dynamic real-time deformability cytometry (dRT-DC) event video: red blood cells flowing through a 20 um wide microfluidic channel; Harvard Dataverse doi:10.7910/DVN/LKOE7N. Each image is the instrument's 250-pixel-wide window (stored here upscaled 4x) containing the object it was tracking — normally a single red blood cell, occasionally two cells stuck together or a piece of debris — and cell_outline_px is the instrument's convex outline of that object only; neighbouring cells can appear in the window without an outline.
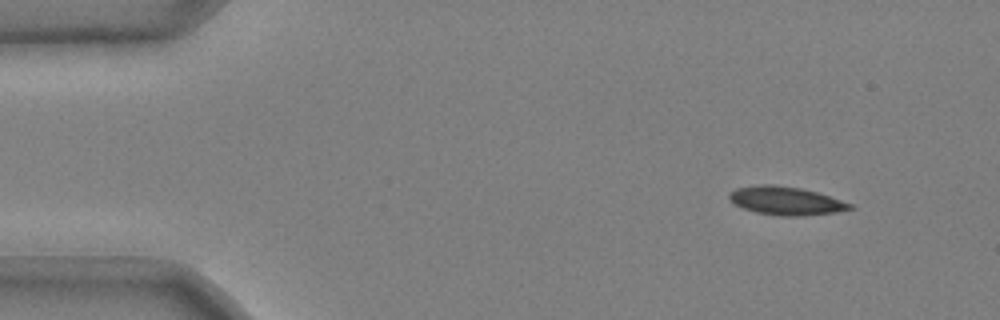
{"species": "common noctule bat (a hibernating species)", "species_latin": "Nyctalus noctula", "temperature_condition": "cold", "stored_images_in_passage": 47, "camera_frame_rate_fps": 3000, "um_per_image_px": 0.085, "animal": {"sex": "male", "body_mass_g": 20.4}, "frame": {"image": 1, "passage_image": 1, "time_ms": 0.0, "image_size_px": [1000, 320], "cell_outline_px": [[856, 208], [836, 212], [800, 216], [780, 216], [756, 212], [744, 208], [736, 204], [728, 196], [736, 188], [764, 184], [772, 184], [800, 188], [816, 192], [852, 204]], "centroid_in_image_um": [66.83, 17.07], "position_along_channel_um": 18.2, "area_um2": 19.59}}
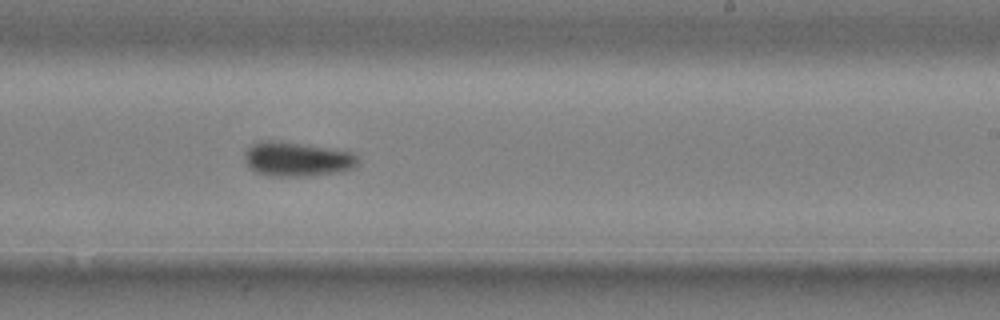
{"frame": {"image": 2, "passage_image": 28, "time_ms": 9.0, "image_size_px": [1000, 320], "cell_outline_px": [[360, 160], [356, 168], [336, 172], [312, 176], [272, 176], [256, 172], [248, 168], [244, 160], [244, 152], [252, 144], [260, 140], [272, 140], [300, 144], [352, 152]], "centroid_in_image_um": [25.22, 13.54], "position_along_channel_um": 263.8, "area_um2": 22.77}}
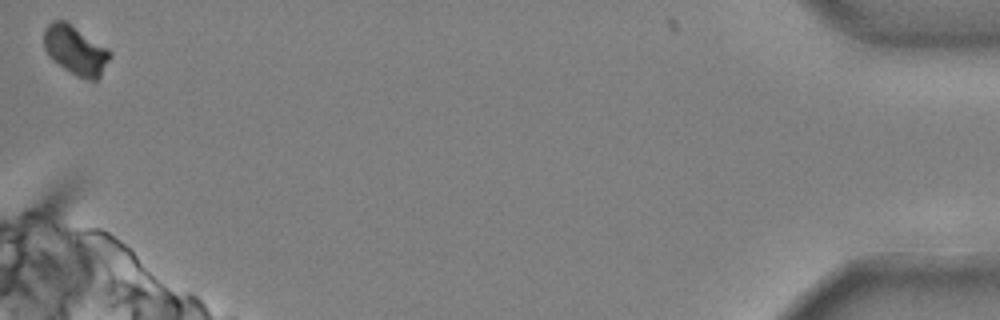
{"frame": {"image": 3, "passage_image": 47, "time_ms": 15.333, "image_size_px": [1000, 320], "cell_outline_px": [[112, 56], [100, 76], [96, 80], [88, 80], [64, 68], [52, 60], [48, 56], [44, 48], [44, 28], [52, 20], [64, 20], [108, 48], [112, 52]], "centroid_in_image_um": [6.42, 4.25], "position_along_channel_um": 428.8, "area_um2": 18.79}, "authors_computed_cell_mechanics": {"area_um2": 20.808, "velocity_mm_per_s": 3.7123, "shape_relaxation_time_tau1_ms": 3.3884, "shape_relaxation_time_tau2_ms": 5.1942, "deformation_change_tau1": 0.1424, "deformation_change_tau2": 0.0928}}